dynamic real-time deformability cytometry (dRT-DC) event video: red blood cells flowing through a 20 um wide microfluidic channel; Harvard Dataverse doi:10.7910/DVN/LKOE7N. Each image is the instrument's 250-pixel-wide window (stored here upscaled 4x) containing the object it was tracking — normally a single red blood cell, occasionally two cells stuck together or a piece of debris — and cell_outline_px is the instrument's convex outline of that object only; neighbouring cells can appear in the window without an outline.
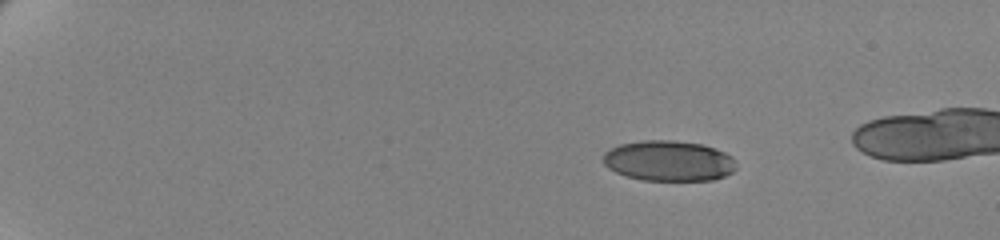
{"species": "human", "species_latin": "Homo sapiens", "temperature_condition": "cold", "stored_images_in_passage": 44, "segment_of_instrument_passage": [1, 2], "camera_frame_rate_fps": 3000, "um_per_image_px": 0.085, "donor": {"sex": "female"}, "frame": {"image": 1, "passage_image": 1, "time_ms": 0.0, "image_size_px": [1000, 240], "cell_outline_px": [[736, 168], [732, 172], [724, 176], [712, 180], [644, 180], [628, 176], [616, 172], [608, 168], [604, 164], [604, 152], [608, 148], [620, 144], [644, 140], [672, 140], [704, 144], [724, 152], [732, 156], [736, 160]], "centroid_in_image_um": [56.85, 13.66], "position_along_channel_um": 28.1, "area_um2": 31.5}}
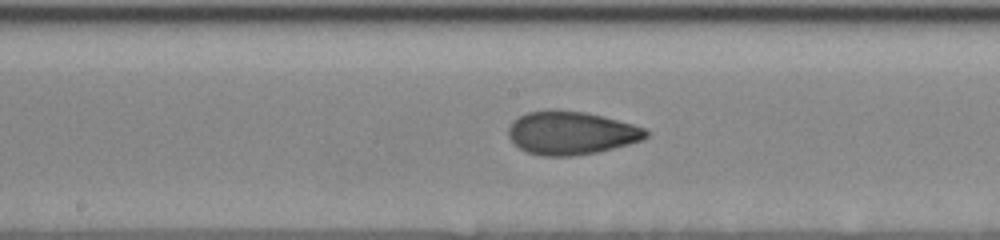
{"frame": {"image": 2, "passage_image": 22, "time_ms": 7.0, "image_size_px": [1000, 240], "cell_outline_px": [[648, 136], [644, 140], [596, 152], [572, 156], [540, 156], [528, 152], [520, 148], [508, 136], [508, 128], [512, 120], [528, 112], [548, 108], [584, 112], [604, 116], [632, 124], [644, 128], [648, 132]], "centroid_in_image_um": [48.53, 11.28], "position_along_channel_um": 199.7, "area_um2": 34.8}}
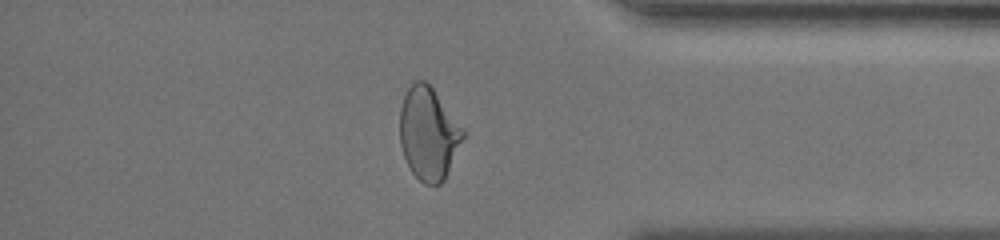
{"frame": {"image": 3, "passage_image": 37, "time_ms": 12.0, "image_size_px": [1000, 240], "cell_outline_px": [[468, 132], [444, 180], [440, 184], [424, 184], [412, 172], [404, 156], [400, 144], [400, 108], [404, 96], [408, 88], [416, 80], [424, 80], [432, 88]], "centroid_in_image_um": [36.46, 11.35], "position_along_channel_um": 398.7, "area_um2": 34.28}}